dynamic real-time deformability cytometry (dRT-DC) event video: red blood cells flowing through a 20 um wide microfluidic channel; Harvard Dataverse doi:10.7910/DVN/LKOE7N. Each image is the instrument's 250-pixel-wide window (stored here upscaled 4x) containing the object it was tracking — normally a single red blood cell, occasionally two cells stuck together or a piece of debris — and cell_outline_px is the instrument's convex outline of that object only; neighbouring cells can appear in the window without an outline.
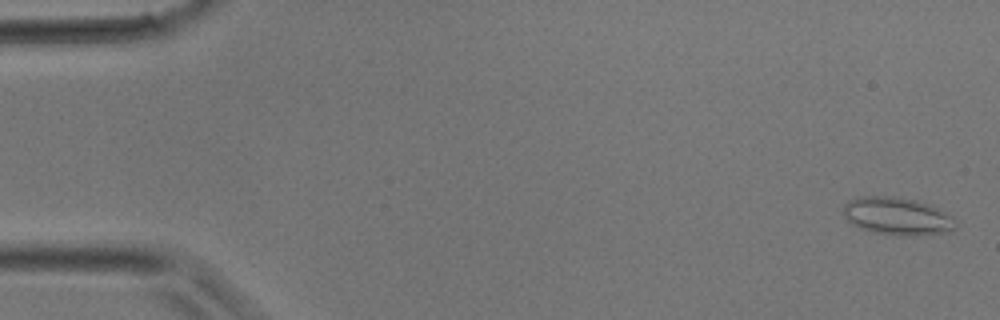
{"species": "common noctule bat (a hibernating species)", "species_latin": "Nyctalus noctula", "temperature_condition": "room temperature", "stored_images_in_passage": 7, "camera_frame_rate_fps": 3000, "um_per_image_px": 0.085, "animal": {"sex": "male", "body_mass_g": 17.9}, "frame": {"image": 1, "passage_image": 1, "time_ms": 0.0, "image_size_px": [1000, 320], "cell_outline_px": [[956, 224], [952, 232], [908, 236], [896, 236], [872, 232], [860, 228], [852, 224], [844, 216], [844, 204], [848, 200], [860, 196], [892, 196], [916, 200], [928, 204], [952, 216], [956, 220]], "centroid_in_image_um": [76.26, 18.39], "position_along_channel_um": 8.7, "area_um2": 24.85}}